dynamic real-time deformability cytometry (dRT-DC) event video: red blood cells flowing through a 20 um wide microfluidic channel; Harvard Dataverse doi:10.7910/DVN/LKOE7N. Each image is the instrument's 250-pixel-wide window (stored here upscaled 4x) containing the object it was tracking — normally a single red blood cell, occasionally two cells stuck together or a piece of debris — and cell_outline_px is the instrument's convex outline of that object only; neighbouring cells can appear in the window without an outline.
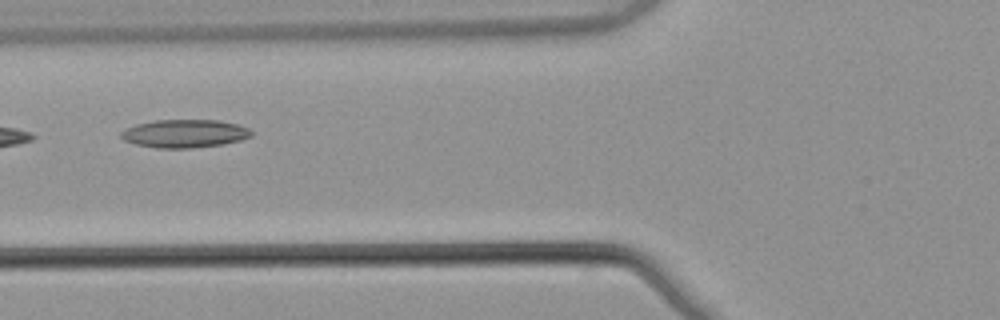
{"species": "common noctule bat (a hibernating species)", "species_latin": "Nyctalus noctula", "temperature_condition": "warm", "stored_images_in_passage": 5, "camera_frame_rate_fps": 3000, "um_per_image_px": 0.085, "animal": {"sex": "male", "body_mass_g": 21.5, "forearm_length_mm": 52.0}, "frame": {"image": 1, "passage_image": 5, "time_ms": 1.333, "image_size_px": [1000, 320], "cell_outline_px": [[252, 136], [240, 140], [224, 144], [192, 148], [156, 148], [136, 144], [124, 140], [120, 136], [120, 132], [136, 124], [156, 120], [220, 120], [240, 124], [248, 128], [252, 132]], "centroid_in_image_um": [15.72, 11.35], "position_along_channel_um": 110.1, "area_um2": 21.44}}